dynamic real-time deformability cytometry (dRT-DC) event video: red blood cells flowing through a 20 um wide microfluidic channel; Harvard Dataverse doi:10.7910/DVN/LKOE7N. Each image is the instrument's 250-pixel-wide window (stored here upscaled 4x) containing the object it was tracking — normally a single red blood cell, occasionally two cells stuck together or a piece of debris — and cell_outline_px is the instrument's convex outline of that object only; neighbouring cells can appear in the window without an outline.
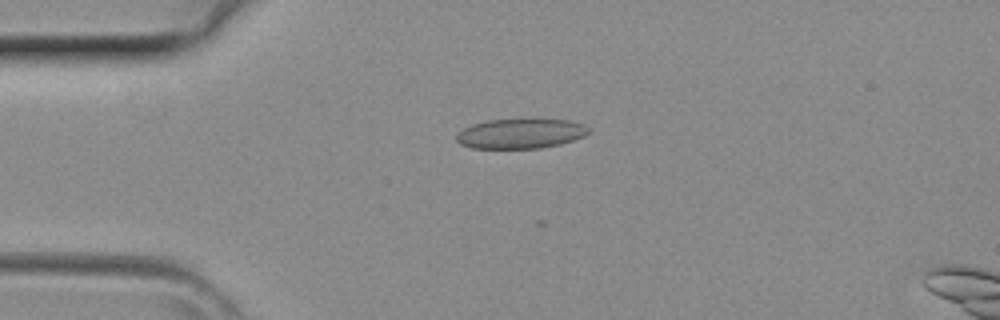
{"species": "common noctule bat (a hibernating species)", "species_latin": "Nyctalus noctula", "temperature_condition": "room temperature", "stored_images_in_passage": 25, "camera_frame_rate_fps": 3000, "um_per_image_px": 0.085, "animal": {"sex": "female", "body_mass_g": 29.2, "forearm_length_mm": 56.3}, "frame": {"image": 1, "passage_image": 5, "time_ms": 1.333, "image_size_px": [1000, 320], "cell_outline_px": [[592, 132], [584, 136], [560, 144], [540, 148], [472, 148], [460, 144], [456, 140], [456, 136], [464, 128], [472, 124], [488, 120], [572, 120], [584, 124]], "centroid_in_image_um": [44.27, 11.36], "position_along_channel_um": 40.7, "area_um2": 22.77}}
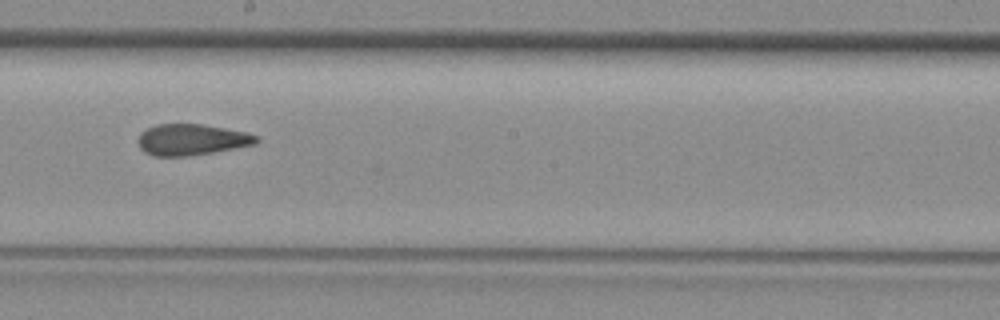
{"frame": {"image": 2, "passage_image": 18, "time_ms": 5.667, "image_size_px": [1000, 320], "cell_outline_px": [[260, 140], [256, 144], [212, 152], [184, 156], [156, 156], [144, 152], [140, 148], [140, 132], [156, 124], [200, 124], [224, 128], [244, 132], [260, 136]], "centroid_in_image_um": [16.31, 11.86], "position_along_channel_um": 231.9, "area_um2": 21.21}}
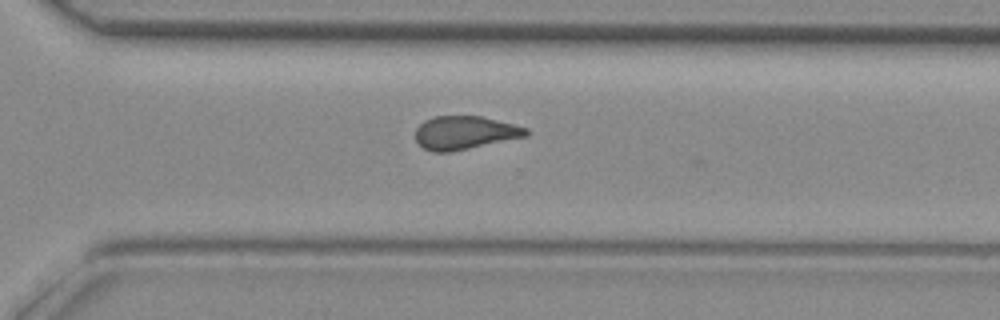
{"frame": {"image": 3, "passage_image": 24, "time_ms": 7.667, "image_size_px": [1000, 320], "cell_outline_px": [[528, 136], [452, 152], [432, 152], [424, 148], [416, 140], [416, 128], [424, 120], [436, 116], [480, 116], [528, 128]], "centroid_in_image_um": [39.5, 11.29], "position_along_channel_um": 331.1, "area_um2": 21.44}}